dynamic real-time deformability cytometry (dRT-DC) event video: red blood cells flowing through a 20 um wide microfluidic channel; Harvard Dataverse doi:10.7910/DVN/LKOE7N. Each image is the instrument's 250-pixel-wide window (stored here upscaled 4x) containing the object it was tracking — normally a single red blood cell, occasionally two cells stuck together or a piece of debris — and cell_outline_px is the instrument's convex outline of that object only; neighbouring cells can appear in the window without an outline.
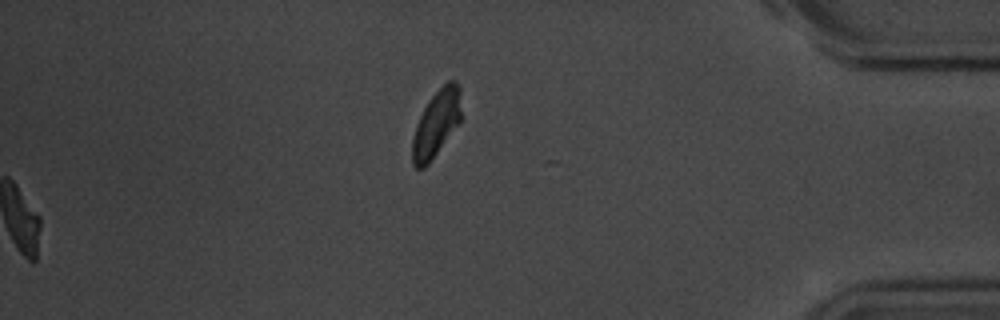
{"species": "common noctule bat (a hibernating species)", "species_latin": "Nyctalus noctula", "temperature_condition": "room temperature", "stored_images_in_passage": 55, "camera_frame_rate_fps": 3000, "um_per_image_px": 0.085, "animal": {"sex": "male", "body_mass_g": 20.1, "forearm_length_mm": 53.5}, "frame": {"image": 1, "passage_image": 55, "time_ms": 18.0, "image_size_px": [1000, 320], "cell_outline_px": [[460, 124], [428, 164], [424, 168], [416, 168], [412, 164], [412, 136], [416, 124], [428, 100], [448, 80], [456, 80], [460, 84]], "centroid_in_image_um": [37.09, 10.51], "position_along_channel_um": 398.1, "area_um2": 19.13}, "authors_computed_cell_mechanics": {"area_um2": 17.5712, "velocity_mm_per_s": 3.6508, "shape_relaxation_time_tau1_ms": 5.6404, "shape_relaxation_time_tau2_ms": 3.8967, "deformation_change_tau1": 0.1519, "deformation_change_tau2": 0.1228}}